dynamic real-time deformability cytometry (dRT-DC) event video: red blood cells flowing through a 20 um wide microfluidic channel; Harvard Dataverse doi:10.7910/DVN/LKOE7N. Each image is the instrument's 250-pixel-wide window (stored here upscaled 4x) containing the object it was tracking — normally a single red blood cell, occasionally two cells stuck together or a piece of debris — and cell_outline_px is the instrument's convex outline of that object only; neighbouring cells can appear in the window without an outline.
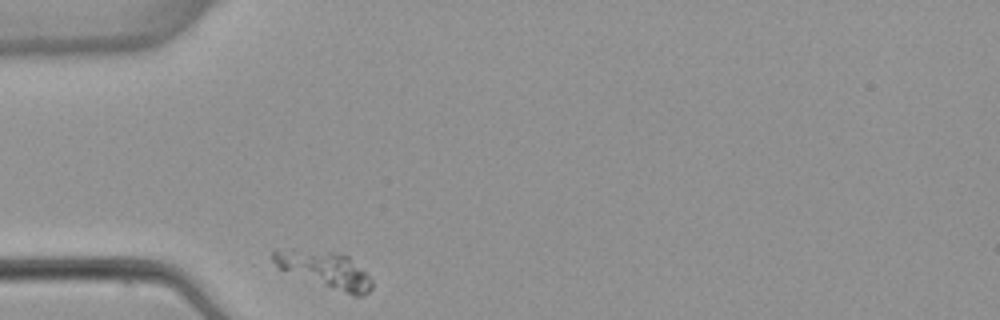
{"species": "common noctule bat (a hibernating species)", "species_latin": "Nyctalus noctula", "temperature_condition": "warm", "stored_images_in_passage": 1, "camera_frame_rate_fps": 3000, "um_per_image_px": 0.085, "animal": {"sex": "female", "body_mass_g": 22.7, "forearm_length_mm": 54.2}, "frame": {"image": 1, "passage_image": 1, "time_ms": 0.0, "image_size_px": [1000, 320], "cell_outline_px": [[372, 288], [364, 296], [352, 296], [276, 268], [272, 260], [272, 252], [276, 248], [292, 248], [344, 252], [372, 280]], "centroid_in_image_um": [27.56, 22.89], "position_along_channel_um": 57.4, "area_um2": 21.39}}